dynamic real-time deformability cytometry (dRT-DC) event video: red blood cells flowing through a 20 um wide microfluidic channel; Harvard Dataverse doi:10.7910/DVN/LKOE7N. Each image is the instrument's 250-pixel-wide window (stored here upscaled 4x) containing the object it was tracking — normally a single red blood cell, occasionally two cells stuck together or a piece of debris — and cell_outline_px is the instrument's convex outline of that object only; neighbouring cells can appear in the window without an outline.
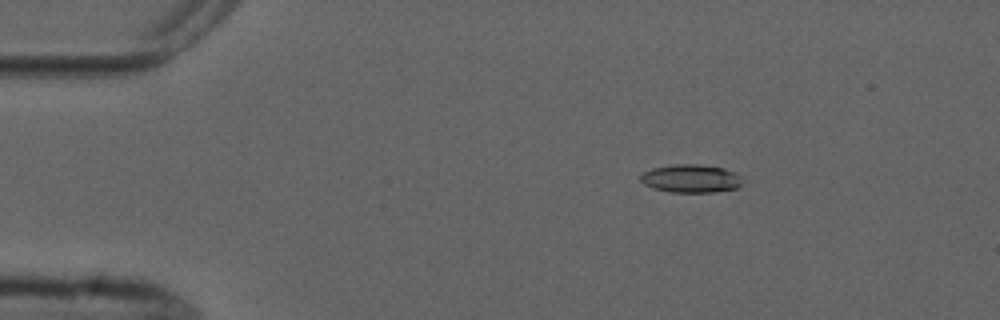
{"species": "common noctule bat (a hibernating species)", "species_latin": "Nyctalus noctula", "temperature_condition": "cold", "stored_images_in_passage": 5, "camera_frame_rate_fps": 3000, "um_per_image_px": 0.085, "animal": {"sex": "male", "forearm_length_mm": 52.5}, "frame": {"image": 1, "passage_image": 3, "time_ms": 2.333, "image_size_px": [1000, 320], "cell_outline_px": [[740, 184], [736, 188], [712, 192], [672, 192], [652, 188], [644, 184], [640, 180], [640, 176], [644, 172], [652, 168], [676, 164], [700, 164], [724, 168], [736, 172], [740, 176]], "centroid_in_image_um": [58.71, 15.17], "position_along_channel_um": 26.3, "area_um2": 16.65}}
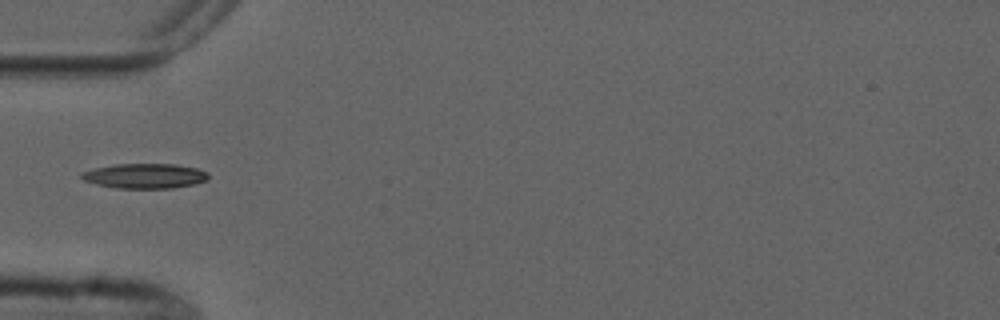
{"frame": {"image": 2, "passage_image": 5, "time_ms": 5.333, "image_size_px": [1000, 320], "cell_outline_px": [[208, 180], [192, 184], [172, 188], [116, 188], [96, 184], [84, 180], [80, 176], [84, 172], [96, 168], [116, 164], [176, 164], [196, 168], [208, 172]], "centroid_in_image_um": [12.34, 14.95], "position_along_channel_um": 72.7, "area_um2": 18.21}}